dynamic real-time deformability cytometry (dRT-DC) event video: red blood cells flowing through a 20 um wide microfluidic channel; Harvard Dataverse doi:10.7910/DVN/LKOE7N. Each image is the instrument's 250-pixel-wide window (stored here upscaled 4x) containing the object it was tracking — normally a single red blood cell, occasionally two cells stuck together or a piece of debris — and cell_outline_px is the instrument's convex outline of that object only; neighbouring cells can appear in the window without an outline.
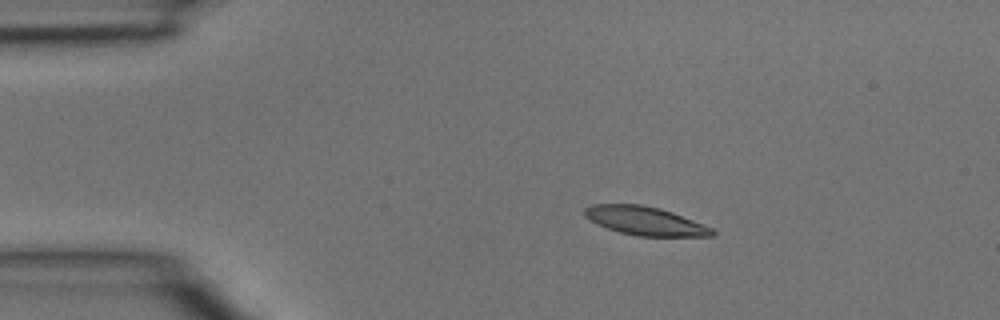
{"species": "common noctule bat (a hibernating species)", "species_latin": "Nyctalus noctula", "temperature_condition": "room temperature", "stored_images_in_passage": 4, "camera_frame_rate_fps": 3000, "um_per_image_px": 0.085, "animal": {"sex": "male", "body_mass_g": 15.6}, "frame": {"image": 1, "passage_image": 3, "time_ms": 0.667, "image_size_px": [1000, 320], "cell_outline_px": [[716, 232], [712, 236], [636, 236], [620, 232], [608, 228], [584, 216], [584, 208], [592, 204], [640, 204], [660, 208], [672, 212], [712, 228]], "centroid_in_image_um": [54.83, 18.77], "position_along_channel_um": 30.2, "area_um2": 20.98}}